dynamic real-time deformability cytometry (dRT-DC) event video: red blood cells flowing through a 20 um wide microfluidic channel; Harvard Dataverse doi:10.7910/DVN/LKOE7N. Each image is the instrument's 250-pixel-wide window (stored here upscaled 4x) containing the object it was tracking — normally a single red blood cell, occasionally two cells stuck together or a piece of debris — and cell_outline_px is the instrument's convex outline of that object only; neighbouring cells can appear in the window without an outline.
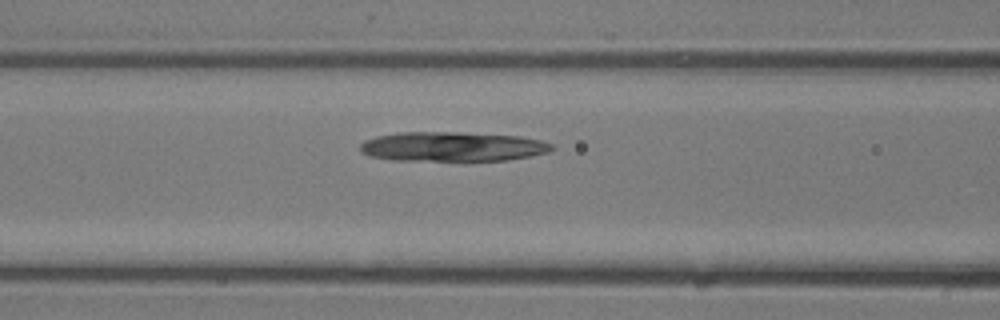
{"species": "common noctule bat (a hibernating species)", "species_latin": "Nyctalus noctula", "temperature_condition": "room temperature", "stored_images_in_passage": 6, "camera_frame_rate_fps": 3000, "um_per_image_px": 0.085, "animal": {"sex": "male", "body_mass_g": 13.3}, "frame": {"image": 1, "passage_image": 5, "time_ms": 1.333, "image_size_px": [1000, 320], "cell_outline_px": [[556, 148], [548, 152], [532, 156], [508, 160], [392, 160], [368, 156], [360, 152], [360, 144], [364, 140], [376, 136], [400, 132], [456, 132], [520, 136], [540, 140], [552, 144]], "centroid_in_image_um": [38.44, 12.46], "position_along_channel_um": 128.2, "area_um2": 33.12}}